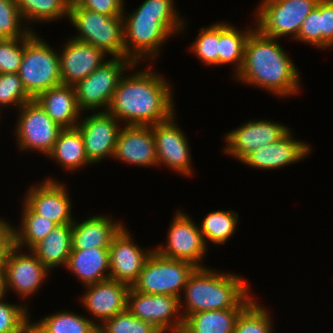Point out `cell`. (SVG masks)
<instances>
[{"label": "cell", "instance_id": "obj_1", "mask_svg": "<svg viewBox=\"0 0 333 333\" xmlns=\"http://www.w3.org/2000/svg\"><path fill=\"white\" fill-rule=\"evenodd\" d=\"M166 81L151 67L123 75L107 112L127 125L152 126L169 120L176 111L172 87Z\"/></svg>", "mask_w": 333, "mask_h": 333}, {"label": "cell", "instance_id": "obj_2", "mask_svg": "<svg viewBox=\"0 0 333 333\" xmlns=\"http://www.w3.org/2000/svg\"><path fill=\"white\" fill-rule=\"evenodd\" d=\"M278 41L254 28L246 41L243 63L238 73L234 72V79L270 91L278 98L298 94L301 89L298 68Z\"/></svg>", "mask_w": 333, "mask_h": 333}, {"label": "cell", "instance_id": "obj_3", "mask_svg": "<svg viewBox=\"0 0 333 333\" xmlns=\"http://www.w3.org/2000/svg\"><path fill=\"white\" fill-rule=\"evenodd\" d=\"M174 2L145 0L133 12L126 15L123 13L125 57L134 64L142 59H151L150 63L153 64L159 56L158 50L168 37L185 28L186 23L176 12Z\"/></svg>", "mask_w": 333, "mask_h": 333}, {"label": "cell", "instance_id": "obj_4", "mask_svg": "<svg viewBox=\"0 0 333 333\" xmlns=\"http://www.w3.org/2000/svg\"><path fill=\"white\" fill-rule=\"evenodd\" d=\"M246 281L237 274L197 267L181 293V298L184 294V302L180 299V309L184 303L183 318L196 312L245 309L254 300Z\"/></svg>", "mask_w": 333, "mask_h": 333}, {"label": "cell", "instance_id": "obj_5", "mask_svg": "<svg viewBox=\"0 0 333 333\" xmlns=\"http://www.w3.org/2000/svg\"><path fill=\"white\" fill-rule=\"evenodd\" d=\"M50 46L34 31L24 37V54L18 75L33 99L41 92L62 84L59 54Z\"/></svg>", "mask_w": 333, "mask_h": 333}, {"label": "cell", "instance_id": "obj_6", "mask_svg": "<svg viewBox=\"0 0 333 333\" xmlns=\"http://www.w3.org/2000/svg\"><path fill=\"white\" fill-rule=\"evenodd\" d=\"M68 18L80 34L77 32L73 39L89 43L112 57H125L122 16H108L76 5L69 8Z\"/></svg>", "mask_w": 333, "mask_h": 333}, {"label": "cell", "instance_id": "obj_7", "mask_svg": "<svg viewBox=\"0 0 333 333\" xmlns=\"http://www.w3.org/2000/svg\"><path fill=\"white\" fill-rule=\"evenodd\" d=\"M126 57H112L94 70L89 76L74 85L79 110L107 112L113 93L125 72L135 68Z\"/></svg>", "mask_w": 333, "mask_h": 333}, {"label": "cell", "instance_id": "obj_8", "mask_svg": "<svg viewBox=\"0 0 333 333\" xmlns=\"http://www.w3.org/2000/svg\"><path fill=\"white\" fill-rule=\"evenodd\" d=\"M196 268L191 262L167 258L154 250L132 287L144 294L171 295L181 299L180 292Z\"/></svg>", "mask_w": 333, "mask_h": 333}, {"label": "cell", "instance_id": "obj_9", "mask_svg": "<svg viewBox=\"0 0 333 333\" xmlns=\"http://www.w3.org/2000/svg\"><path fill=\"white\" fill-rule=\"evenodd\" d=\"M320 0H261L256 9L255 28L263 35L279 39L297 38L301 25Z\"/></svg>", "mask_w": 333, "mask_h": 333}, {"label": "cell", "instance_id": "obj_10", "mask_svg": "<svg viewBox=\"0 0 333 333\" xmlns=\"http://www.w3.org/2000/svg\"><path fill=\"white\" fill-rule=\"evenodd\" d=\"M19 111L14 127L19 149L35 150L47 156L64 128L54 122L35 99L21 105Z\"/></svg>", "mask_w": 333, "mask_h": 333}, {"label": "cell", "instance_id": "obj_11", "mask_svg": "<svg viewBox=\"0 0 333 333\" xmlns=\"http://www.w3.org/2000/svg\"><path fill=\"white\" fill-rule=\"evenodd\" d=\"M127 310L135 317L153 324L162 333H181L183 329L184 318L179 313L182 310L178 297L144 294L131 286L127 296Z\"/></svg>", "mask_w": 333, "mask_h": 333}, {"label": "cell", "instance_id": "obj_12", "mask_svg": "<svg viewBox=\"0 0 333 333\" xmlns=\"http://www.w3.org/2000/svg\"><path fill=\"white\" fill-rule=\"evenodd\" d=\"M174 216L168 228L166 245H159L154 250L167 258L188 261L196 267H206L202 262L208 244L204 242L200 227L189 215L179 210Z\"/></svg>", "mask_w": 333, "mask_h": 333}, {"label": "cell", "instance_id": "obj_13", "mask_svg": "<svg viewBox=\"0 0 333 333\" xmlns=\"http://www.w3.org/2000/svg\"><path fill=\"white\" fill-rule=\"evenodd\" d=\"M237 129L225 134L226 147L224 153L242 162L249 154L258 148L280 140L291 129L271 120H250Z\"/></svg>", "mask_w": 333, "mask_h": 333}, {"label": "cell", "instance_id": "obj_14", "mask_svg": "<svg viewBox=\"0 0 333 333\" xmlns=\"http://www.w3.org/2000/svg\"><path fill=\"white\" fill-rule=\"evenodd\" d=\"M169 120L152 125L155 140L157 165L164 164L183 176L193 175L188 138L173 121Z\"/></svg>", "mask_w": 333, "mask_h": 333}, {"label": "cell", "instance_id": "obj_15", "mask_svg": "<svg viewBox=\"0 0 333 333\" xmlns=\"http://www.w3.org/2000/svg\"><path fill=\"white\" fill-rule=\"evenodd\" d=\"M13 246L4 263L6 293L8 289L17 293L18 297L27 298L35 294L44 283L50 272L29 250L22 252Z\"/></svg>", "mask_w": 333, "mask_h": 333}, {"label": "cell", "instance_id": "obj_16", "mask_svg": "<svg viewBox=\"0 0 333 333\" xmlns=\"http://www.w3.org/2000/svg\"><path fill=\"white\" fill-rule=\"evenodd\" d=\"M108 112H95L77 124L88 161L93 165L106 157H113L117 137L121 129L119 121ZM120 124V125H119Z\"/></svg>", "mask_w": 333, "mask_h": 333}, {"label": "cell", "instance_id": "obj_17", "mask_svg": "<svg viewBox=\"0 0 333 333\" xmlns=\"http://www.w3.org/2000/svg\"><path fill=\"white\" fill-rule=\"evenodd\" d=\"M36 184L29 188L24 202L36 214L57 225L72 224L75 219L72 218V201H70L66 185L50 177Z\"/></svg>", "mask_w": 333, "mask_h": 333}, {"label": "cell", "instance_id": "obj_18", "mask_svg": "<svg viewBox=\"0 0 333 333\" xmlns=\"http://www.w3.org/2000/svg\"><path fill=\"white\" fill-rule=\"evenodd\" d=\"M134 244L131 233L125 226L112 239L109 247L110 279L130 286L138 280L140 273L154 249H141Z\"/></svg>", "mask_w": 333, "mask_h": 333}, {"label": "cell", "instance_id": "obj_19", "mask_svg": "<svg viewBox=\"0 0 333 333\" xmlns=\"http://www.w3.org/2000/svg\"><path fill=\"white\" fill-rule=\"evenodd\" d=\"M58 54L62 84L69 86L89 76L106 61L107 56L102 49L73 38L64 43V48Z\"/></svg>", "mask_w": 333, "mask_h": 333}, {"label": "cell", "instance_id": "obj_20", "mask_svg": "<svg viewBox=\"0 0 333 333\" xmlns=\"http://www.w3.org/2000/svg\"><path fill=\"white\" fill-rule=\"evenodd\" d=\"M113 157L135 166H157L152 126L125 124L119 131Z\"/></svg>", "mask_w": 333, "mask_h": 333}, {"label": "cell", "instance_id": "obj_21", "mask_svg": "<svg viewBox=\"0 0 333 333\" xmlns=\"http://www.w3.org/2000/svg\"><path fill=\"white\" fill-rule=\"evenodd\" d=\"M81 302L100 324L127 310L130 285L111 279L86 285ZM99 319V320H98Z\"/></svg>", "mask_w": 333, "mask_h": 333}, {"label": "cell", "instance_id": "obj_22", "mask_svg": "<svg viewBox=\"0 0 333 333\" xmlns=\"http://www.w3.org/2000/svg\"><path fill=\"white\" fill-rule=\"evenodd\" d=\"M289 131L280 140L258 148L249 154L242 163L255 169H278L301 161L309 156L311 148L308 143L293 139Z\"/></svg>", "mask_w": 333, "mask_h": 333}, {"label": "cell", "instance_id": "obj_23", "mask_svg": "<svg viewBox=\"0 0 333 333\" xmlns=\"http://www.w3.org/2000/svg\"><path fill=\"white\" fill-rule=\"evenodd\" d=\"M124 227V223L114 221L102 214L72 223V250L109 248L112 239Z\"/></svg>", "mask_w": 333, "mask_h": 333}, {"label": "cell", "instance_id": "obj_24", "mask_svg": "<svg viewBox=\"0 0 333 333\" xmlns=\"http://www.w3.org/2000/svg\"><path fill=\"white\" fill-rule=\"evenodd\" d=\"M35 100L50 118L62 128H75L81 111L78 108L74 86L58 85L41 92Z\"/></svg>", "mask_w": 333, "mask_h": 333}, {"label": "cell", "instance_id": "obj_25", "mask_svg": "<svg viewBox=\"0 0 333 333\" xmlns=\"http://www.w3.org/2000/svg\"><path fill=\"white\" fill-rule=\"evenodd\" d=\"M65 268L80 279L84 286L108 280L109 248L71 250Z\"/></svg>", "mask_w": 333, "mask_h": 333}, {"label": "cell", "instance_id": "obj_26", "mask_svg": "<svg viewBox=\"0 0 333 333\" xmlns=\"http://www.w3.org/2000/svg\"><path fill=\"white\" fill-rule=\"evenodd\" d=\"M72 250V224L57 225L30 251L48 269L66 267Z\"/></svg>", "mask_w": 333, "mask_h": 333}, {"label": "cell", "instance_id": "obj_27", "mask_svg": "<svg viewBox=\"0 0 333 333\" xmlns=\"http://www.w3.org/2000/svg\"><path fill=\"white\" fill-rule=\"evenodd\" d=\"M46 157L55 160L63 169L69 171L92 165L88 161L83 138L77 127L64 128Z\"/></svg>", "mask_w": 333, "mask_h": 333}, {"label": "cell", "instance_id": "obj_28", "mask_svg": "<svg viewBox=\"0 0 333 333\" xmlns=\"http://www.w3.org/2000/svg\"><path fill=\"white\" fill-rule=\"evenodd\" d=\"M244 309L196 312L184 319L181 333H234L238 316Z\"/></svg>", "mask_w": 333, "mask_h": 333}, {"label": "cell", "instance_id": "obj_29", "mask_svg": "<svg viewBox=\"0 0 333 333\" xmlns=\"http://www.w3.org/2000/svg\"><path fill=\"white\" fill-rule=\"evenodd\" d=\"M99 323L80 314L62 310L37 322H31L30 333H93Z\"/></svg>", "mask_w": 333, "mask_h": 333}, {"label": "cell", "instance_id": "obj_30", "mask_svg": "<svg viewBox=\"0 0 333 333\" xmlns=\"http://www.w3.org/2000/svg\"><path fill=\"white\" fill-rule=\"evenodd\" d=\"M253 28L242 31L228 22H219L218 65L233 64L238 73L243 63L246 41Z\"/></svg>", "mask_w": 333, "mask_h": 333}, {"label": "cell", "instance_id": "obj_31", "mask_svg": "<svg viewBox=\"0 0 333 333\" xmlns=\"http://www.w3.org/2000/svg\"><path fill=\"white\" fill-rule=\"evenodd\" d=\"M23 212L19 229H13L14 246L23 250L28 246L27 251L44 239L57 224L39 214H36L24 201L22 202Z\"/></svg>", "mask_w": 333, "mask_h": 333}, {"label": "cell", "instance_id": "obj_32", "mask_svg": "<svg viewBox=\"0 0 333 333\" xmlns=\"http://www.w3.org/2000/svg\"><path fill=\"white\" fill-rule=\"evenodd\" d=\"M22 19L27 22H52L63 17L68 18L69 6L66 0H16ZM29 21V22H28Z\"/></svg>", "mask_w": 333, "mask_h": 333}, {"label": "cell", "instance_id": "obj_33", "mask_svg": "<svg viewBox=\"0 0 333 333\" xmlns=\"http://www.w3.org/2000/svg\"><path fill=\"white\" fill-rule=\"evenodd\" d=\"M238 214L233 210H217L209 213L203 218L200 231L205 244L210 241L212 244H224L235 233Z\"/></svg>", "mask_w": 333, "mask_h": 333}, {"label": "cell", "instance_id": "obj_34", "mask_svg": "<svg viewBox=\"0 0 333 333\" xmlns=\"http://www.w3.org/2000/svg\"><path fill=\"white\" fill-rule=\"evenodd\" d=\"M255 299L240 313L234 333H272L270 312Z\"/></svg>", "mask_w": 333, "mask_h": 333}, {"label": "cell", "instance_id": "obj_35", "mask_svg": "<svg viewBox=\"0 0 333 333\" xmlns=\"http://www.w3.org/2000/svg\"><path fill=\"white\" fill-rule=\"evenodd\" d=\"M4 297H0V333H30L31 321L27 306L12 304Z\"/></svg>", "mask_w": 333, "mask_h": 333}, {"label": "cell", "instance_id": "obj_36", "mask_svg": "<svg viewBox=\"0 0 333 333\" xmlns=\"http://www.w3.org/2000/svg\"><path fill=\"white\" fill-rule=\"evenodd\" d=\"M219 22L200 28L190 50L204 65L218 66Z\"/></svg>", "mask_w": 333, "mask_h": 333}, {"label": "cell", "instance_id": "obj_37", "mask_svg": "<svg viewBox=\"0 0 333 333\" xmlns=\"http://www.w3.org/2000/svg\"><path fill=\"white\" fill-rule=\"evenodd\" d=\"M98 329L102 333H162L153 324L135 317L128 310L105 320Z\"/></svg>", "mask_w": 333, "mask_h": 333}, {"label": "cell", "instance_id": "obj_38", "mask_svg": "<svg viewBox=\"0 0 333 333\" xmlns=\"http://www.w3.org/2000/svg\"><path fill=\"white\" fill-rule=\"evenodd\" d=\"M22 22L16 0H0V39L27 37L32 30Z\"/></svg>", "mask_w": 333, "mask_h": 333}, {"label": "cell", "instance_id": "obj_39", "mask_svg": "<svg viewBox=\"0 0 333 333\" xmlns=\"http://www.w3.org/2000/svg\"><path fill=\"white\" fill-rule=\"evenodd\" d=\"M31 100L33 98L26 92L18 73L0 74V108L13 105L19 109Z\"/></svg>", "mask_w": 333, "mask_h": 333}, {"label": "cell", "instance_id": "obj_40", "mask_svg": "<svg viewBox=\"0 0 333 333\" xmlns=\"http://www.w3.org/2000/svg\"><path fill=\"white\" fill-rule=\"evenodd\" d=\"M24 54V37L0 39V74L18 73Z\"/></svg>", "mask_w": 333, "mask_h": 333}, {"label": "cell", "instance_id": "obj_41", "mask_svg": "<svg viewBox=\"0 0 333 333\" xmlns=\"http://www.w3.org/2000/svg\"><path fill=\"white\" fill-rule=\"evenodd\" d=\"M295 40L321 49V0L304 20Z\"/></svg>", "mask_w": 333, "mask_h": 333}, {"label": "cell", "instance_id": "obj_42", "mask_svg": "<svg viewBox=\"0 0 333 333\" xmlns=\"http://www.w3.org/2000/svg\"><path fill=\"white\" fill-rule=\"evenodd\" d=\"M333 46V0H321V49Z\"/></svg>", "mask_w": 333, "mask_h": 333}, {"label": "cell", "instance_id": "obj_43", "mask_svg": "<svg viewBox=\"0 0 333 333\" xmlns=\"http://www.w3.org/2000/svg\"><path fill=\"white\" fill-rule=\"evenodd\" d=\"M124 2V0H83L79 5L83 9L108 16H122L125 12Z\"/></svg>", "mask_w": 333, "mask_h": 333}, {"label": "cell", "instance_id": "obj_44", "mask_svg": "<svg viewBox=\"0 0 333 333\" xmlns=\"http://www.w3.org/2000/svg\"><path fill=\"white\" fill-rule=\"evenodd\" d=\"M14 227L0 218V267H4L8 251L14 246Z\"/></svg>", "mask_w": 333, "mask_h": 333}, {"label": "cell", "instance_id": "obj_45", "mask_svg": "<svg viewBox=\"0 0 333 333\" xmlns=\"http://www.w3.org/2000/svg\"><path fill=\"white\" fill-rule=\"evenodd\" d=\"M6 282L4 267H0V297L6 296Z\"/></svg>", "mask_w": 333, "mask_h": 333}, {"label": "cell", "instance_id": "obj_46", "mask_svg": "<svg viewBox=\"0 0 333 333\" xmlns=\"http://www.w3.org/2000/svg\"><path fill=\"white\" fill-rule=\"evenodd\" d=\"M83 0H66L69 8L70 7H73V6H76V5H79Z\"/></svg>", "mask_w": 333, "mask_h": 333}, {"label": "cell", "instance_id": "obj_47", "mask_svg": "<svg viewBox=\"0 0 333 333\" xmlns=\"http://www.w3.org/2000/svg\"><path fill=\"white\" fill-rule=\"evenodd\" d=\"M93 333H102L98 328Z\"/></svg>", "mask_w": 333, "mask_h": 333}]
</instances>
